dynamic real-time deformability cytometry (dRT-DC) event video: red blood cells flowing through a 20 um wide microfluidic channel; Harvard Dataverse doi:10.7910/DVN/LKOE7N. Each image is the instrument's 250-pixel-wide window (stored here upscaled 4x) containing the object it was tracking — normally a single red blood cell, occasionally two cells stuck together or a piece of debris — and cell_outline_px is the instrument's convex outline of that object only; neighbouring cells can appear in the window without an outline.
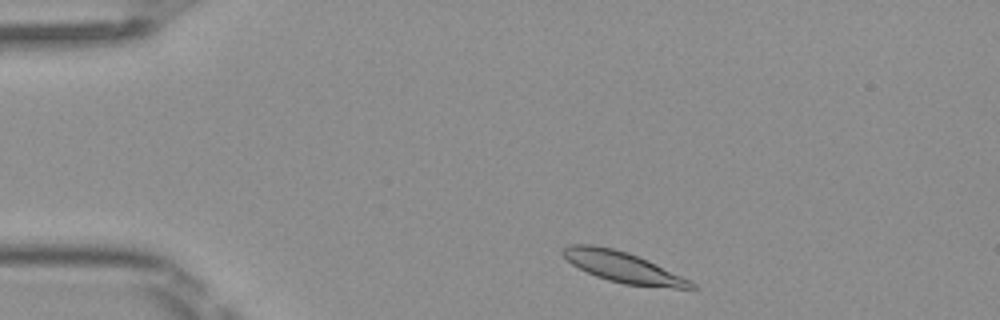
{"species": "Egyptian fruit bat (a non-hibernating species)", "species_latin": "Rousettus aegyptiacus", "temperature_condition": "room temperature", "stored_images_in_passage": 43, "camera_frame_rate_fps": 3000, "um_per_image_px": 0.085, "frame": {"image": 1, "passage_image": 2, "time_ms": 0.333, "image_size_px": [1000, 320], "cell_outline_px": [[696, 288], [676, 288], [624, 284], [608, 280], [596, 276], [572, 264], [560, 252], [568, 244], [592, 244], [612, 248], [628, 252], [648, 260], [696, 284]], "centroid_in_image_um": [52.9, 22.68], "position_along_channel_um": 32.1, "area_um2": 22.54}}
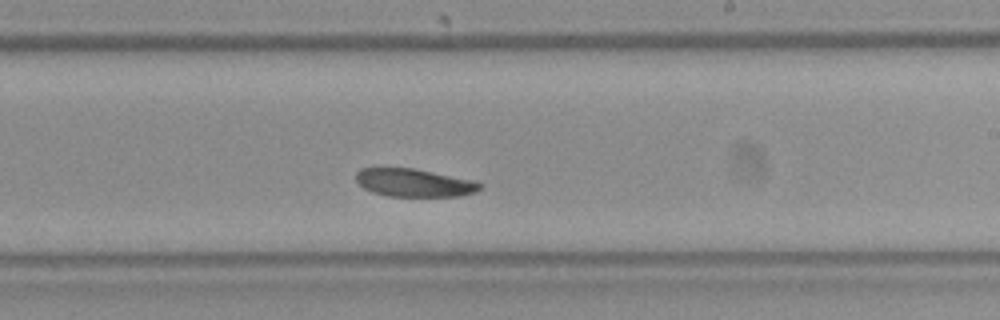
{"frame": {"image": 2, "passage_image": 23, "time_ms": 7.333, "image_size_px": [1000, 320], "cell_outline_px": [[484, 184], [476, 192], [460, 196], [388, 196], [372, 192], [364, 188], [356, 180], [356, 172], [360, 168], [412, 168], [476, 180]], "centroid_in_image_um": [35.23, 15.53], "position_along_channel_um": 253.8, "area_um2": 20.29}}
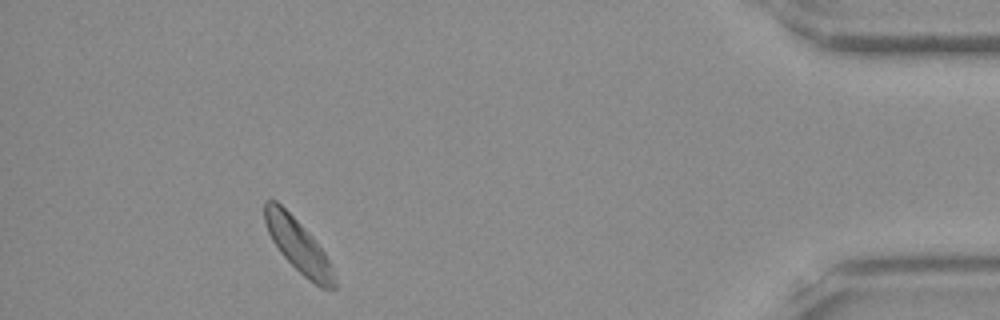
{"frame": {"image": 3, "passage_image": 39, "time_ms": 12.667, "image_size_px": [1000, 320], "cell_outline_px": [[336, 288], [320, 288], [308, 280], [280, 252], [272, 240], [268, 232], [264, 220], [264, 200], [276, 200], [312, 236], [324, 252], [332, 268], [336, 284]], "centroid_in_image_um": [25.33, 20.87], "position_along_channel_um": 409.9, "area_um2": 21.1}, "authors_computed_cell_mechanics": {"area_um2": 21.8484, "velocity_mm_per_s": 3.968, "shape_relaxation_time_tau1_ms": 1.6838, "shape_relaxation_time_tau2_ms": null, "deformation_change_tau1": 0.0561, "deformation_change_tau2": null}}